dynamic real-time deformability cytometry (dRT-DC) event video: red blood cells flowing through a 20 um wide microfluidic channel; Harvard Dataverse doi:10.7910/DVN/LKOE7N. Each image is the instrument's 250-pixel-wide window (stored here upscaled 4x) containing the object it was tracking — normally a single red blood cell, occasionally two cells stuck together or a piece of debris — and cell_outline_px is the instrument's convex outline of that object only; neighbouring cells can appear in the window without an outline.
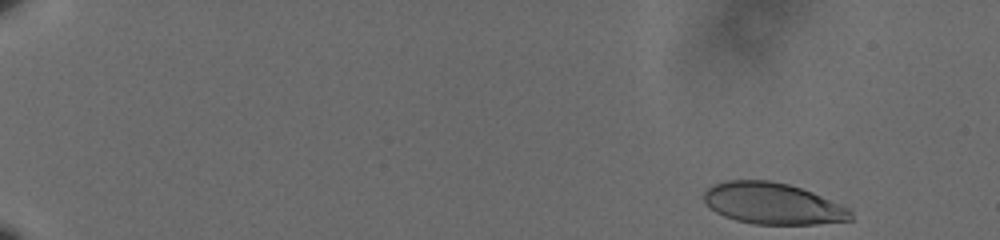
{"species": "human", "species_latin": "Homo sapiens", "temperature_condition": "cold", "stored_images_in_passage": 17, "camera_frame_rate_fps": 3000, "um_per_image_px": 0.085, "donor": {"sex": "male"}, "frame": {"image": 1, "passage_image": 1, "time_ms": 0.0, "image_size_px": [1000, 240], "cell_outline_px": [[852, 220], [816, 224], [752, 224], [736, 220], [724, 216], [716, 212], [704, 204], [704, 192], [712, 184], [724, 180], [768, 180], [788, 184], [812, 192], [852, 208]], "centroid_in_image_um": [65.68, 17.3], "position_along_channel_um": 19.3, "area_um2": 35.72}}
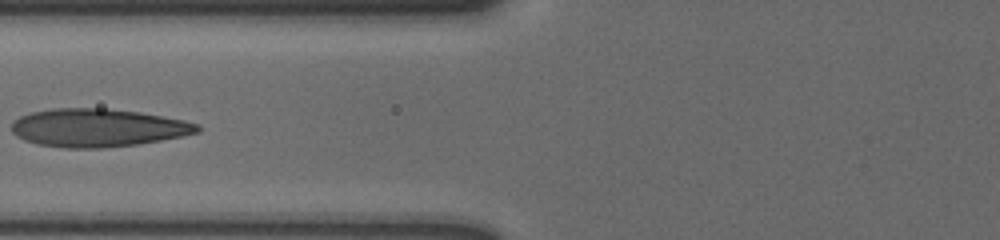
{"frame": {"image": 2, "passage_image": 15, "time_ms": 4.667, "image_size_px": [1000, 240], "cell_outline_px": [[200, 132], [184, 136], [140, 144], [104, 148], [64, 148], [36, 144], [24, 140], [16, 136], [12, 132], [12, 124], [20, 116], [32, 112], [56, 108], [104, 108], [140, 112], [184, 120], [200, 124]], "centroid_in_image_um": [8.34, 10.87], "position_along_channel_um": 117.5, "area_um2": 41.5}}
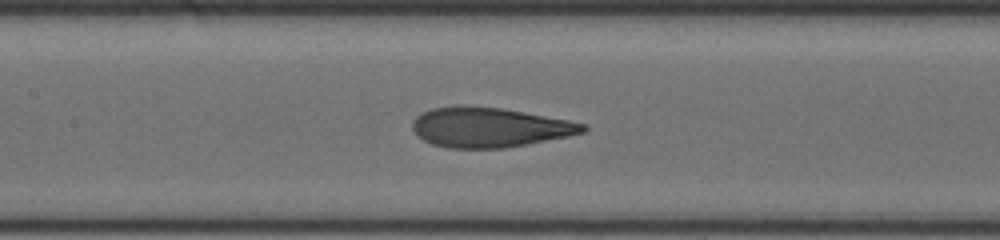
{"frame": {"image": 3, "passage_image": 17, "time_ms": 5.333, "image_size_px": [1000, 240], "cell_outline_px": [[588, 128], [584, 132], [568, 136], [504, 148], [448, 148], [432, 144], [416, 136], [412, 128], [412, 120], [416, 116], [432, 108], [456, 104], [464, 104], [500, 108], [524, 112], [568, 120], [584, 124]], "centroid_in_image_um": [41.53, 10.81], "position_along_channel_um": 165.9, "area_um2": 39.65}}